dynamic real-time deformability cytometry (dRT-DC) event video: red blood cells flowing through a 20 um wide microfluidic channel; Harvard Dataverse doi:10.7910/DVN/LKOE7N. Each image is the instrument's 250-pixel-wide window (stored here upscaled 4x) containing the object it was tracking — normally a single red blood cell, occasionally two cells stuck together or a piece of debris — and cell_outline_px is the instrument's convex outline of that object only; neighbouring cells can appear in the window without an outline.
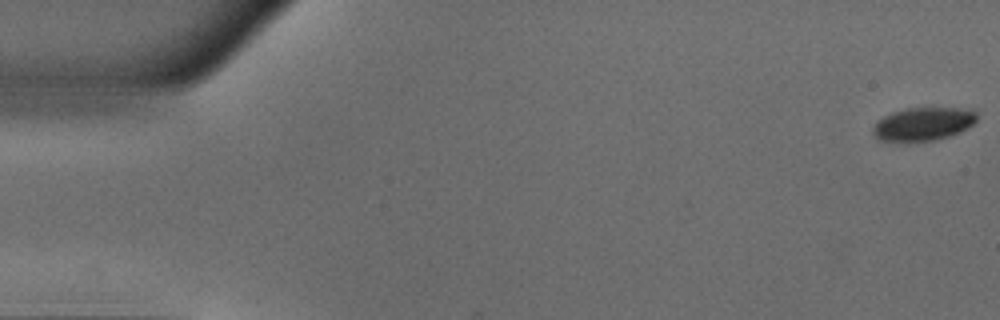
{"species": "common noctule bat (a hibernating species)", "species_latin": "Nyctalus noctula", "temperature_condition": "warm", "stored_images_in_passage": 51, "camera_frame_rate_fps": 3000, "um_per_image_px": 0.085, "animal": {"sex": "male", "body_mass_g": 18.8}, "frame": {"image": 1, "passage_image": 1, "time_ms": 0.0, "image_size_px": [1000, 320], "cell_outline_px": [[976, 120], [968, 128], [960, 132], [936, 140], [876, 140], [872, 132], [872, 128], [884, 116], [892, 112], [908, 108], [972, 108], [976, 112]], "centroid_in_image_um": [78.5, 10.52], "position_along_channel_um": 6.5, "area_um2": 19.88}}
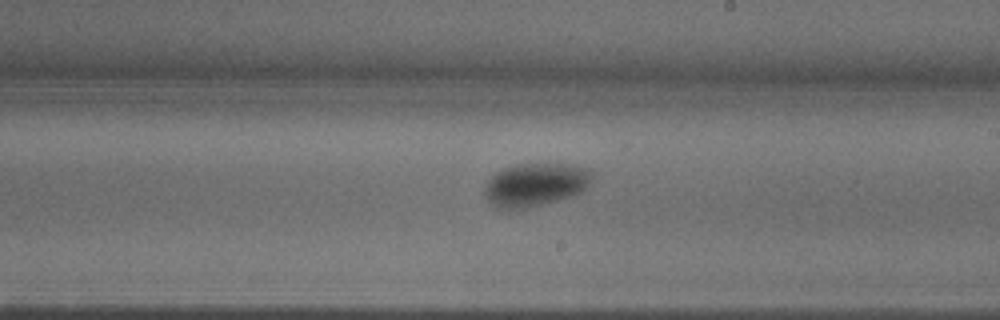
{"frame": {"image": 2, "passage_image": 30, "time_ms": 9.667, "image_size_px": [1000, 320], "cell_outline_px": [[596, 176], [580, 192], [572, 196], [524, 208], [496, 208], [488, 200], [488, 180], [496, 172], [504, 168], [516, 164], [576, 164], [588, 168]], "centroid_in_image_um": [45.59, 15.66], "position_along_channel_um": 243.4, "area_um2": 26.59}}
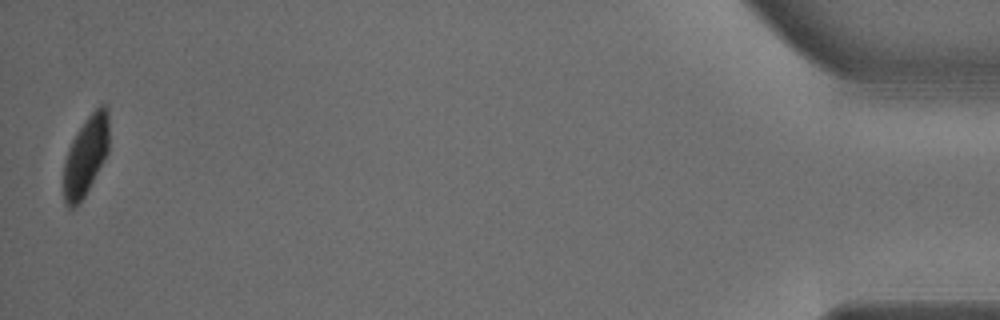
{"frame": {"image": 3, "passage_image": 51, "time_ms": 16.667, "image_size_px": [1000, 320], "cell_outline_px": [[108, 152], [104, 160], [80, 204], [76, 208], [68, 208], [64, 204], [64, 160], [68, 148], [76, 132], [84, 120], [100, 104], [104, 104], [108, 108]], "centroid_in_image_um": [7.28, 13.26], "position_along_channel_um": 427.9, "area_um2": 21.15}, "authors_computed_cell_mechanics": {"area_um2": 24.6806, "velocity_mm_per_s": 3.9502, "shape_relaxation_time_tau1_ms": 4.3994, "shape_relaxation_time_tau2_ms": 8.5194, "deformation_change_tau1": 0.1186, "deformation_change_tau2": 0.0444}}